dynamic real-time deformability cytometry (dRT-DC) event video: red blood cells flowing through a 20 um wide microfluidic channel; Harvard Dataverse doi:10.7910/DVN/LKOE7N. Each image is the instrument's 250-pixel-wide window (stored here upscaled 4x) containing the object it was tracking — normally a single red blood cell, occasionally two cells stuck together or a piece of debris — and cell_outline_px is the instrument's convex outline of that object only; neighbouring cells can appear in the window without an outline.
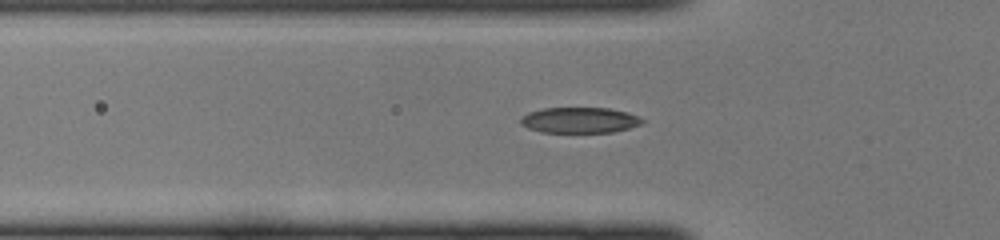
{"species": "common noctule bat (a hibernating species)", "species_latin": "Nyctalus noctula", "temperature_condition": "cold", "stored_images_in_passage": 31, "camera_frame_rate_fps": 3000, "um_per_image_px": 0.085, "animal": {"sex": "female", "body_mass_g": 22.0, "forearm_length_mm": 56.7}, "frame": {"image": 1, "passage_image": 5, "time_ms": 1.333, "image_size_px": [1000, 240], "cell_outline_px": [[644, 120], [640, 124], [628, 128], [612, 132], [540, 132], [528, 128], [520, 124], [520, 120], [528, 112], [544, 108], [608, 108], [628, 112], [640, 116]], "centroid_in_image_um": [49.27, 10.21], "position_along_channel_um": 76.5, "area_um2": 18.15}}
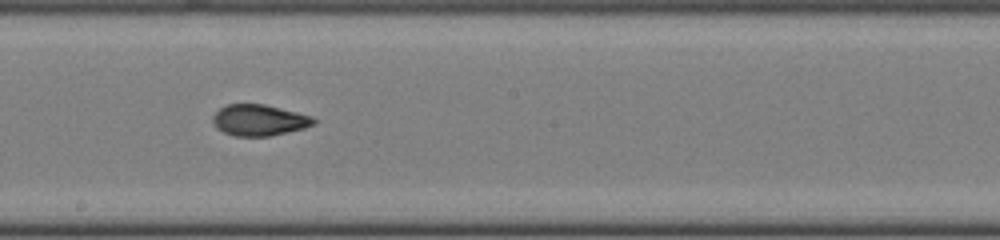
{"frame": {"image": 2, "passage_image": 15, "time_ms": 4.667, "image_size_px": [1000, 240], "cell_outline_px": [[316, 124], [304, 128], [288, 132], [268, 136], [236, 136], [224, 132], [216, 128], [212, 124], [212, 116], [220, 108], [228, 104], [264, 104], [312, 116], [316, 120]], "centroid_in_image_um": [22.02, 10.21], "position_along_channel_um": 226.2, "area_um2": 18.32}}
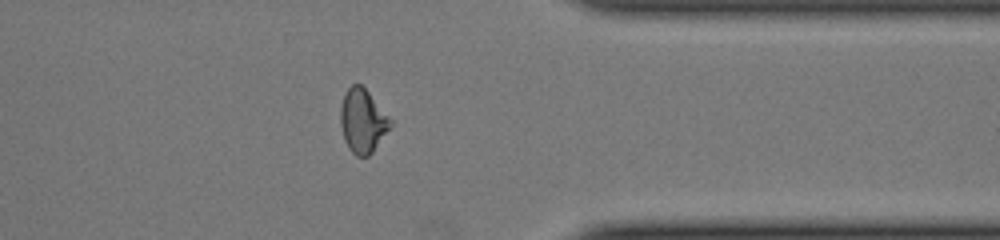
{"frame": {"image": 3, "passage_image": 26, "time_ms": 8.333, "image_size_px": [1000, 240], "cell_outline_px": [[392, 124], [372, 152], [368, 156], [356, 156], [348, 148], [344, 140], [340, 124], [340, 108], [344, 96], [348, 88], [352, 84], [360, 84], [368, 92], [392, 120]], "centroid_in_image_um": [30.8, 10.29], "position_along_channel_um": 380.6, "area_um2": 18.26}}